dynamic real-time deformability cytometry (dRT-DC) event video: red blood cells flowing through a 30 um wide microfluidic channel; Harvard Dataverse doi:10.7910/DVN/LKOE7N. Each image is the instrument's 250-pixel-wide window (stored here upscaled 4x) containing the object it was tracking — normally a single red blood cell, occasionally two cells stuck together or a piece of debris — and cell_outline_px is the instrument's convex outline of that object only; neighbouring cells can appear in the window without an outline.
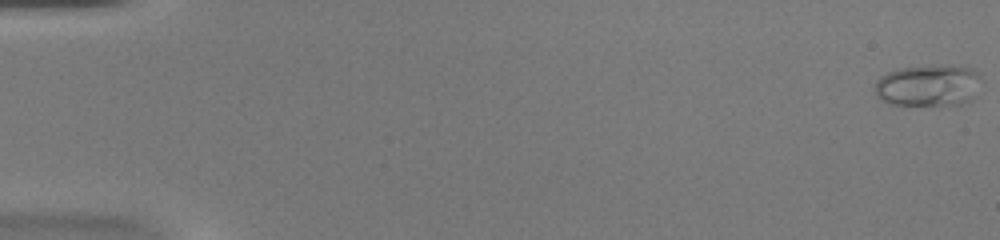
{"species": "common noctule bat (a hibernating species)", "species_latin": "Nyctalus noctula", "temperature_condition": "warm", "stored_images_in_passage": 43, "camera_frame_rate_fps": 3000, "um_per_image_px": 0.085, "animal": {"sex": "female", "body_mass_g": 20.0, "forearm_length_mm": 54.0}, "frame": {"image": 1, "passage_image": 1, "time_ms": 0.0, "image_size_px": [1000, 240], "cell_outline_px": [[984, 80], [972, 96], [968, 100], [960, 104], [888, 104], [880, 100], [876, 96], [876, 80], [880, 76], [888, 72], [900, 68], [940, 64], [972, 68], [980, 72]], "centroid_in_image_um": [78.93, 7.23], "position_along_channel_um": 6.1, "area_um2": 26.01}}